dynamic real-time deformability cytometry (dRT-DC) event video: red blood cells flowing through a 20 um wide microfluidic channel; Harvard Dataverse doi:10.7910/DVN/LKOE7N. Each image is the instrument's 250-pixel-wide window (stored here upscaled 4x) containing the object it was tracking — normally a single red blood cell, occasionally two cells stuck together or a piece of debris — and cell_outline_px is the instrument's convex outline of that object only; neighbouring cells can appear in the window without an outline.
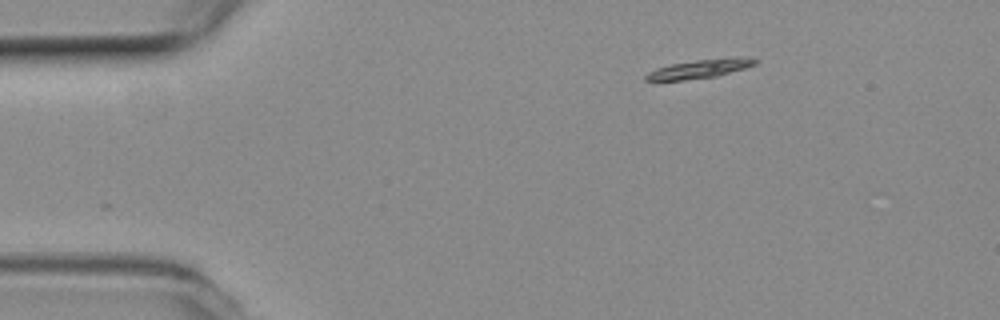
{"species": "common noctule bat (a hibernating species)", "species_latin": "Nyctalus noctula", "temperature_condition": "room temperature", "stored_images_in_passage": 47, "camera_frame_rate_fps": 3000, "um_per_image_px": 0.085, "animal": {"sex": "female", "body_mass_g": 19.3, "forearm_length_mm": 54.1}, "frame": {"image": 1, "passage_image": 1, "time_ms": 0.0, "image_size_px": [1000, 320], "cell_outline_px": [[760, 60], [756, 64], [744, 68], [716, 76], [684, 80], [644, 80], [644, 76], [648, 72], [656, 68], [672, 64], [696, 60], [744, 56]], "centroid_in_image_um": [59.5, 5.84], "position_along_channel_um": 25.5, "area_um2": 11.85}}
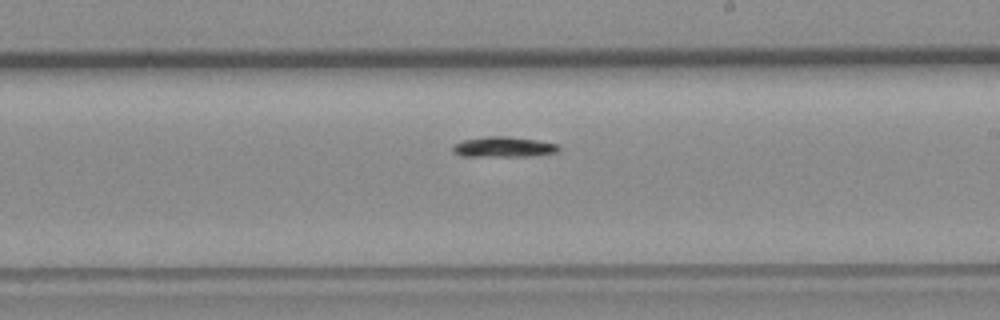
{"frame": {"image": 2, "passage_image": 24, "time_ms": 7.667, "image_size_px": [1000, 320], "cell_outline_px": [[560, 148], [556, 152], [528, 156], [460, 156], [452, 152], [452, 144], [460, 140], [488, 136], [508, 136], [536, 140], [556, 144]], "centroid_in_image_um": [42.7, 12.48], "position_along_channel_um": 246.3, "area_um2": 12.6}}
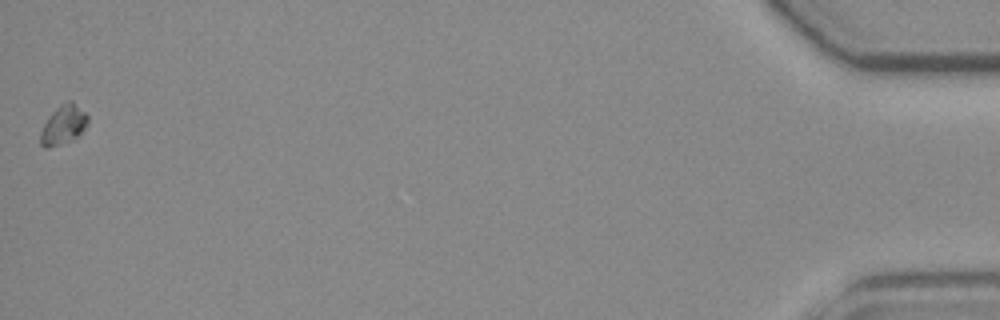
{"frame": {"image": 3, "passage_image": 47, "time_ms": 15.333, "image_size_px": [1000, 320], "cell_outline_px": [[88, 124], [80, 136], [44, 148], [40, 144], [40, 132], [48, 116], [60, 104], [68, 100], [72, 100], [88, 116]], "centroid_in_image_um": [5.4, 10.57], "position_along_channel_um": 429.8, "area_um2": 10.69}}